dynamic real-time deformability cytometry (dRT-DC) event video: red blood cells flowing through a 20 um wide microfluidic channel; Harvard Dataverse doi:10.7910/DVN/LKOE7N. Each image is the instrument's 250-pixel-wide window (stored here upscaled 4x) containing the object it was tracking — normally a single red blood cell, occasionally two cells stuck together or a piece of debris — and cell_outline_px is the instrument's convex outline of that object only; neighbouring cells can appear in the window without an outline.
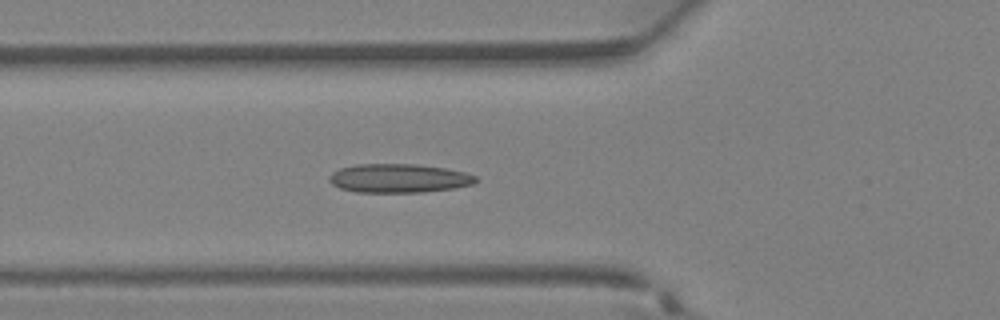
{"species": "Egyptian fruit bat (a non-hibernating species)", "species_latin": "Rousettus aegyptiacus", "temperature_condition": "warm", "stored_images_in_passage": 35, "camera_frame_rate_fps": 3000, "um_per_image_px": 0.085, "animal": {"sex": "female"}, "frame": {"image": 1, "passage_image": 12, "time_ms": 3.667, "image_size_px": [1000, 320], "cell_outline_px": [[480, 180], [472, 184], [456, 188], [424, 192], [356, 192], [340, 188], [332, 184], [328, 180], [328, 176], [332, 172], [340, 168], [356, 164], [416, 164], [444, 168], [464, 172], [476, 176]], "centroid_in_image_um": [33.89, 15.15], "position_along_channel_um": 91.9, "area_um2": 24.74}}
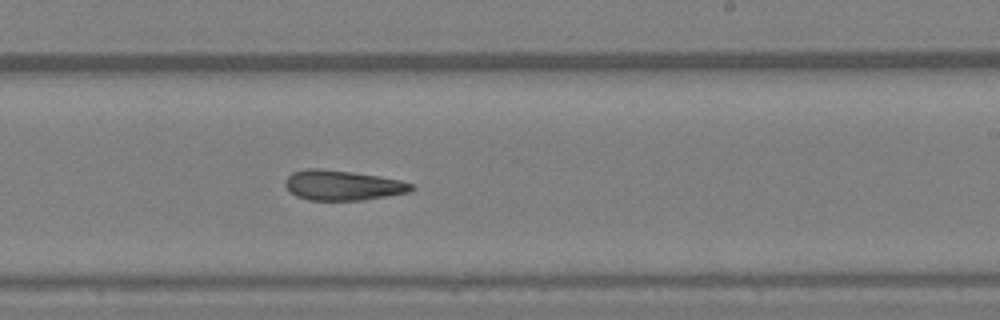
{"frame": {"image": 2, "passage_image": 21, "time_ms": 6.667, "image_size_px": [1000, 320], "cell_outline_px": [[416, 188], [408, 192], [360, 200], [308, 200], [296, 196], [284, 184], [284, 180], [292, 172], [304, 168], [320, 168], [352, 172], [380, 176], [400, 180], [412, 184]], "centroid_in_image_um": [29.09, 15.73], "position_along_channel_um": 259.9, "area_um2": 22.02}}
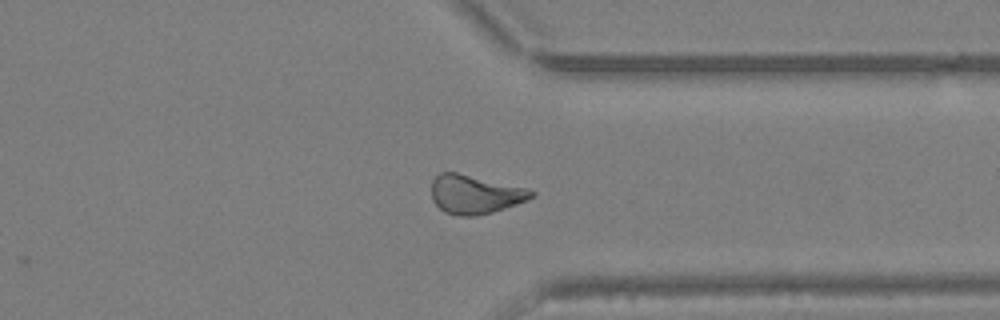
{"frame": {"image": 3, "passage_image": 27, "time_ms": 8.667, "image_size_px": [1000, 320], "cell_outline_px": [[536, 192], [528, 200], [492, 212], [476, 216], [456, 216], [444, 212], [432, 200], [432, 180], [440, 172], [456, 172], [524, 188]], "centroid_in_image_um": [40.32, 16.53], "position_along_channel_um": 371.1, "area_um2": 22.31}}